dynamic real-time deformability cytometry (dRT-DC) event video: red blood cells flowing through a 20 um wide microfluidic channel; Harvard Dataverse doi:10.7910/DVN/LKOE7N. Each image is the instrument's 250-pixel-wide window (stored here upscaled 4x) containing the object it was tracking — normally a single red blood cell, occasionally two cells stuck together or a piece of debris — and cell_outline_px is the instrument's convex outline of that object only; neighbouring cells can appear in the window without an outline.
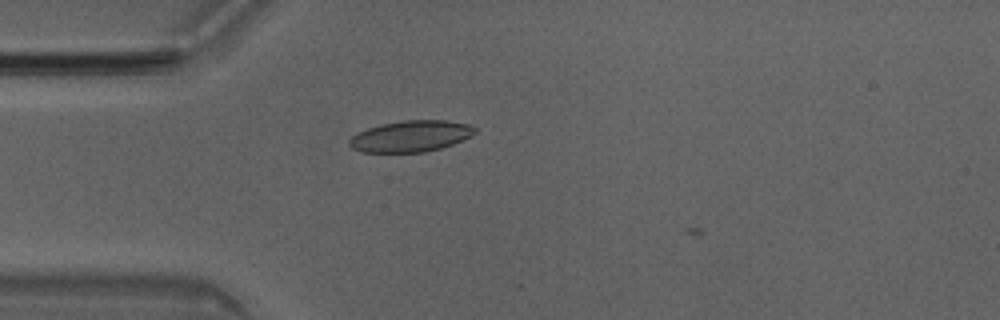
{"species": "Egyptian fruit bat (a non-hibernating species)", "species_latin": "Rousettus aegyptiacus", "temperature_condition": "room temperature", "stored_images_in_passage": 10, "camera_frame_rate_fps": 3000, "um_per_image_px": 0.085, "animal": {"sex": "male"}, "frame": {"image": 1, "passage_image": 5, "time_ms": 1.333, "image_size_px": [1000, 320], "cell_outline_px": [[476, 132], [472, 136], [452, 144], [440, 148], [424, 152], [360, 152], [352, 148], [348, 144], [348, 140], [352, 136], [368, 128], [380, 124], [404, 120], [444, 120], [468, 124], [476, 128]], "centroid_in_image_um": [34.91, 11.57], "position_along_channel_um": 50.1, "area_um2": 22.83}}